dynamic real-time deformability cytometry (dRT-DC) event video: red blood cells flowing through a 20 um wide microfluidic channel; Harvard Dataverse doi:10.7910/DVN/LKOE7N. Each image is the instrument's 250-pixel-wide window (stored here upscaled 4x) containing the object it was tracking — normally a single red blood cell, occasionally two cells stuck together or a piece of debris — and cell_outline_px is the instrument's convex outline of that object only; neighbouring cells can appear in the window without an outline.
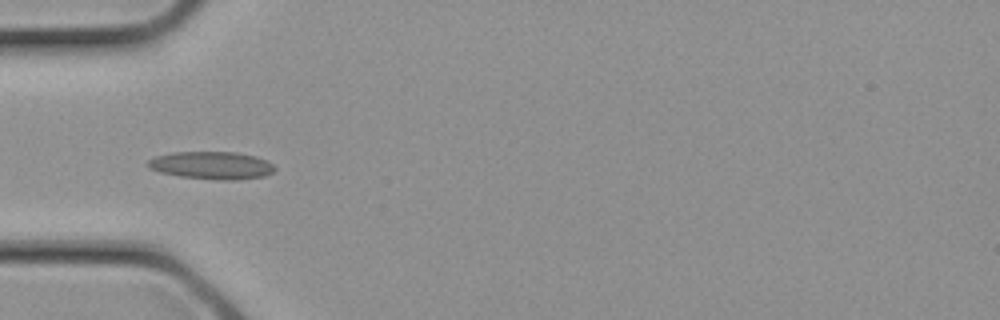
{"species": "common noctule bat (a hibernating species)", "species_latin": "Nyctalus noctula", "temperature_condition": "cold", "stored_images_in_passage": 12, "camera_frame_rate_fps": 3000, "um_per_image_px": 0.085, "animal": {"sex": "female", "body_mass_g": 21.9}, "frame": {"image": 1, "passage_image": 9, "time_ms": 2.667, "image_size_px": [1000, 320], "cell_outline_px": [[276, 168], [272, 172], [264, 176], [236, 180], [220, 180], [180, 176], [160, 172], [148, 168], [144, 164], [148, 160], [156, 156], [172, 152], [236, 152], [256, 156], [268, 160]], "centroid_in_image_um": [17.98, 14.05], "position_along_channel_um": 67.0, "area_um2": 20.58}}
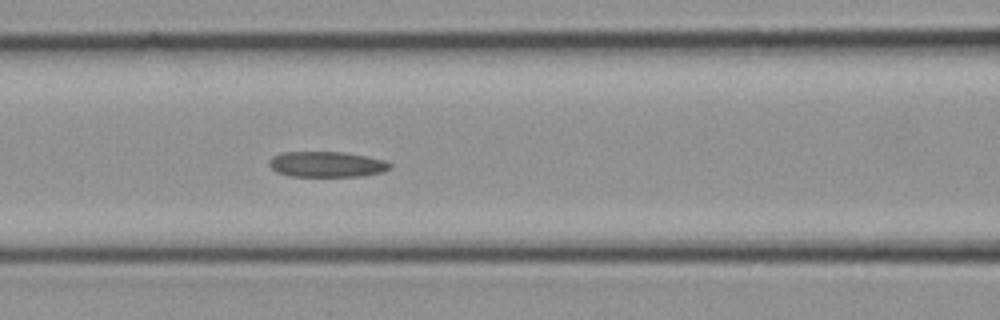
{"frame": {"image": 2, "passage_image": 12, "time_ms": 3.667, "image_size_px": [1000, 320], "cell_outline_px": [[392, 168], [384, 172], [364, 176], [288, 176], [276, 172], [268, 164], [268, 160], [272, 156], [280, 152], [344, 152], [368, 156], [384, 160], [392, 164]], "centroid_in_image_um": [27.78, 13.96], "position_along_channel_um": 138.8, "area_um2": 18.32}}